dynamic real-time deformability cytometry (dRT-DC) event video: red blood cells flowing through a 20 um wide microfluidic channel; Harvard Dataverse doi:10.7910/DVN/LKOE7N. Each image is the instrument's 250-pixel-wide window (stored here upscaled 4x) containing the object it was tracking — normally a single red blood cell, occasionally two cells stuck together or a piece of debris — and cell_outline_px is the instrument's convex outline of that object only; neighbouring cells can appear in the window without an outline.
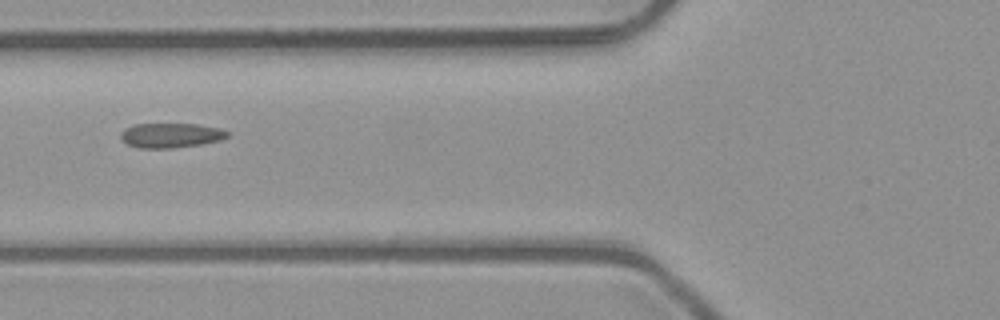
{"species": "common noctule bat (a hibernating species)", "species_latin": "Nyctalus noctula", "temperature_condition": "room temperature", "stored_images_in_passage": 3, "camera_frame_rate_fps": 3000, "um_per_image_px": 0.085, "animal": {"sex": "male", "body_mass_g": 23.1, "forearm_length_mm": 52.7}, "frame": {"image": 1, "passage_image": 3, "time_ms": 0.667, "image_size_px": [1000, 320], "cell_outline_px": [[228, 136], [220, 140], [200, 144], [172, 148], [140, 148], [128, 144], [120, 136], [120, 132], [124, 128], [136, 124], [196, 124], [220, 128], [228, 132]], "centroid_in_image_um": [14.51, 11.5], "position_along_channel_um": 111.3, "area_um2": 15.2}}